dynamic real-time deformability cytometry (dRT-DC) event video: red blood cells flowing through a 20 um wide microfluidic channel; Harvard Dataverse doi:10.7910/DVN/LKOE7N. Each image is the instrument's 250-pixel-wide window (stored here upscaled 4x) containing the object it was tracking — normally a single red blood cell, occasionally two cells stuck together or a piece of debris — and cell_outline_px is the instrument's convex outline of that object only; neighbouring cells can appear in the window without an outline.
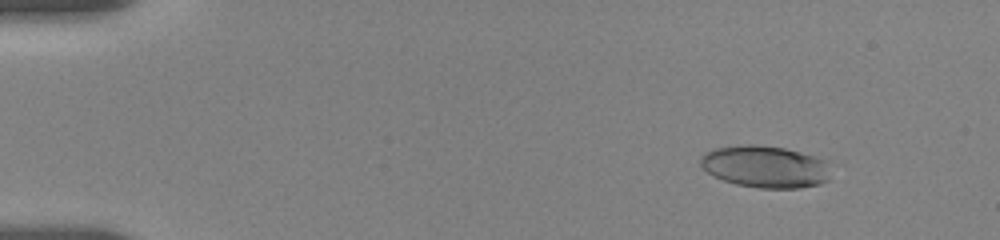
{"species": "human", "species_latin": "Homo sapiens", "temperature_condition": "room temperature", "stored_images_in_passage": 20, "camera_frame_rate_fps": 3000, "um_per_image_px": 0.085, "donor": {"sex": "female"}, "frame": {"image": 1, "passage_image": 4, "time_ms": 1.667, "image_size_px": [1000, 240], "cell_outline_px": [[828, 180], [820, 184], [800, 188], [760, 188], [736, 184], [712, 176], [700, 164], [700, 160], [704, 152], [716, 148], [748, 144], [756, 144], [784, 148], [800, 152], [824, 160]], "centroid_in_image_um": [64.98, 14.17], "position_along_channel_um": 20.0, "area_um2": 31.5}}
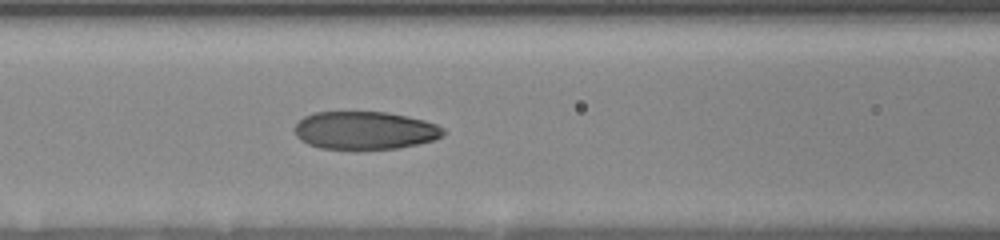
{"frame": {"image": 2, "passage_image": 14, "time_ms": 7.667, "image_size_px": [1000, 240], "cell_outline_px": [[448, 132], [432, 140], [400, 148], [356, 152], [352, 152], [320, 148], [308, 144], [300, 140], [296, 136], [296, 124], [304, 116], [316, 112], [388, 112], [408, 116], [424, 120], [436, 124], [444, 128]], "centroid_in_image_um": [31.01, 11.13], "position_along_channel_um": 135.6, "area_um2": 33.81}}
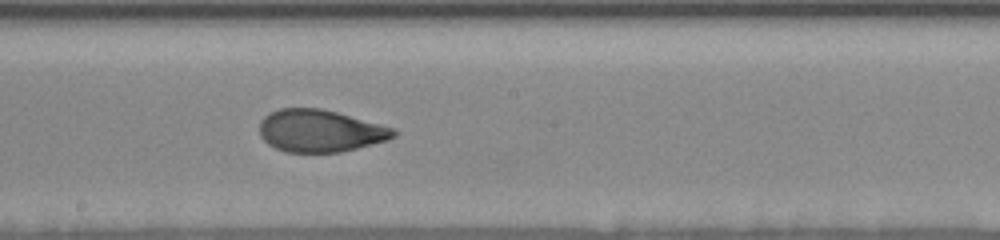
{"frame": {"image": 3, "passage_image": 20, "time_ms": 10.0, "image_size_px": [1000, 240], "cell_outline_px": [[400, 132], [396, 136], [388, 140], [340, 152], [284, 152], [268, 144], [260, 136], [260, 120], [264, 116], [280, 108], [320, 108], [336, 112], [396, 128]], "centroid_in_image_um": [27.23, 11.12], "position_along_channel_um": 221.0, "area_um2": 33.12}}